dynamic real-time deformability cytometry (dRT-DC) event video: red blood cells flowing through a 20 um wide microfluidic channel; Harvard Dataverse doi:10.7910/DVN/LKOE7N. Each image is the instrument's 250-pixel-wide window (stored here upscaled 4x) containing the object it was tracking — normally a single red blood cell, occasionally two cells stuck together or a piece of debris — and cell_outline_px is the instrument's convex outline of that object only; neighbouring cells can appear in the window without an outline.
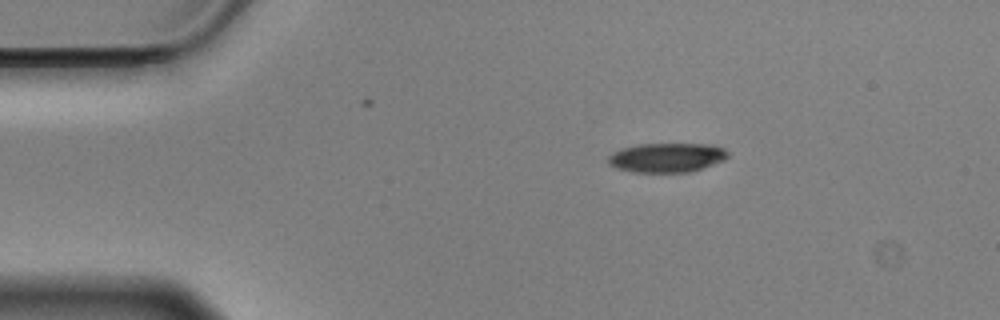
{"species": "Egyptian fruit bat (a non-hibernating species)", "species_latin": "Rousettus aegyptiacus", "temperature_condition": "cold", "stored_images_in_passage": 48, "camera_frame_rate_fps": 3000, "um_per_image_px": 0.085, "animal": {"sex": "male"}, "frame": {"image": 1, "passage_image": 1, "time_ms": 0.0, "image_size_px": [1000, 320], "cell_outline_px": [[728, 156], [724, 160], [688, 172], [632, 172], [616, 168], [608, 164], [604, 160], [612, 152], [620, 148], [636, 144], [712, 144], [724, 148], [728, 152]], "centroid_in_image_um": [56.6, 13.38], "position_along_channel_um": 28.4, "area_um2": 20.63}}
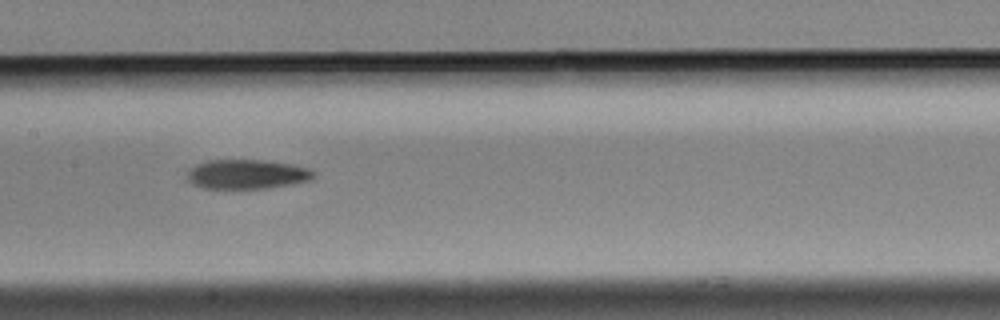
{"frame": {"image": 2, "passage_image": 19, "time_ms": 6.0, "image_size_px": [1000, 320], "cell_outline_px": [[316, 172], [312, 180], [292, 184], [268, 188], [204, 188], [192, 184], [188, 180], [188, 172], [196, 164], [208, 160], [264, 160], [292, 164], [308, 168]], "centroid_in_image_um": [21.03, 14.81], "position_along_channel_um": 186.4, "area_um2": 21.68}}
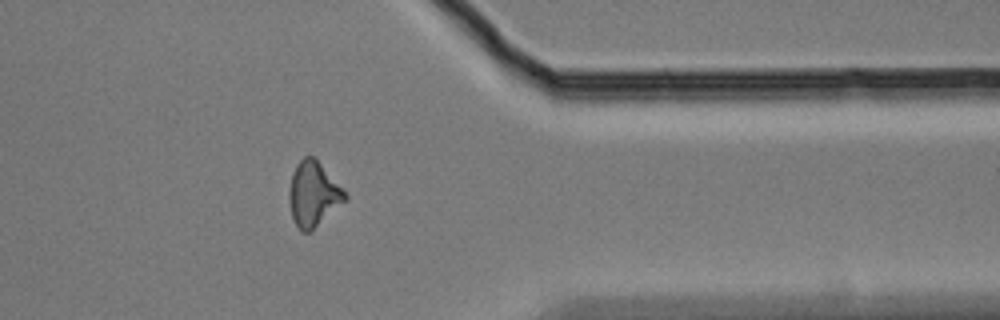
{"frame": {"image": 3, "passage_image": 37, "time_ms": 12.0, "image_size_px": [1000, 320], "cell_outline_px": [[348, 200], [308, 232], [300, 232], [292, 220], [288, 200], [288, 192], [292, 172], [296, 164], [304, 156], [316, 156], [344, 188], [348, 196]], "centroid_in_image_um": [26.64, 16.46], "position_along_channel_um": 384.8, "area_um2": 21.73}, "authors_computed_cell_mechanics": {"area_um2": 21.2993, "velocity_mm_per_s": 3.5325, "shape_relaxation_time_tau1_ms": 3.8251, "shape_relaxation_time_tau2_ms": null, "deformation_change_tau1": 0.141, "deformation_change_tau2": null}}